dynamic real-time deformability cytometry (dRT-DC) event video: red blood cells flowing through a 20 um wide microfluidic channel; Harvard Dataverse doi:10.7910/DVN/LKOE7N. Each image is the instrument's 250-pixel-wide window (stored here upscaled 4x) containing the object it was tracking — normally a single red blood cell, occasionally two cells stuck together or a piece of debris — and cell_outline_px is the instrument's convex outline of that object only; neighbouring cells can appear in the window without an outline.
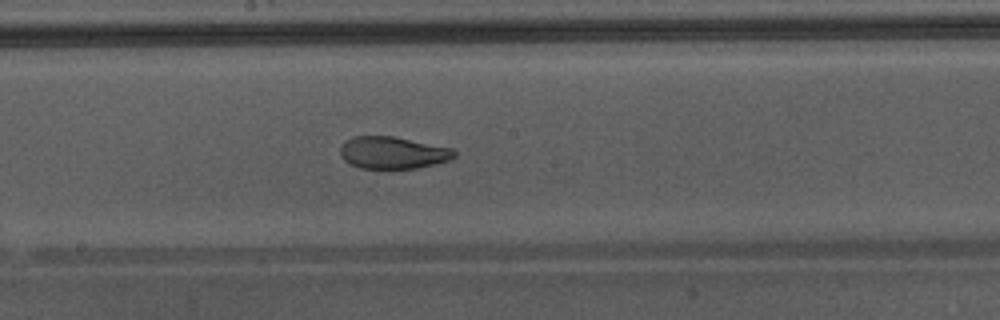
{"species": "Egyptian fruit bat (a non-hibernating species)", "species_latin": "Rousettus aegyptiacus", "temperature_condition": "warm", "stored_images_in_passage": 48, "camera_frame_rate_fps": 3000, "um_per_image_px": 0.085, "animal": {"sex": "male"}, "frame": {"image": 1, "passage_image": 28, "time_ms": 9.0, "image_size_px": [1000, 320], "cell_outline_px": [[456, 156], [452, 160], [416, 168], [360, 168], [344, 160], [340, 156], [340, 148], [344, 140], [352, 136], [392, 136], [452, 148], [456, 152]], "centroid_in_image_um": [33.38, 12.97], "position_along_channel_um": 214.8, "area_um2": 21.39}, "authors_computed_cell_mechanics": {"area_um2": 27.0215, "velocity_mm_per_s": 4.366, "shape_relaxation_time_tau1_ms": 6.5727, "shape_relaxation_time_tau2_ms": 1.1721, "deformation_change_tau1": 0.2155, "deformation_change_tau2": 0.0661}}